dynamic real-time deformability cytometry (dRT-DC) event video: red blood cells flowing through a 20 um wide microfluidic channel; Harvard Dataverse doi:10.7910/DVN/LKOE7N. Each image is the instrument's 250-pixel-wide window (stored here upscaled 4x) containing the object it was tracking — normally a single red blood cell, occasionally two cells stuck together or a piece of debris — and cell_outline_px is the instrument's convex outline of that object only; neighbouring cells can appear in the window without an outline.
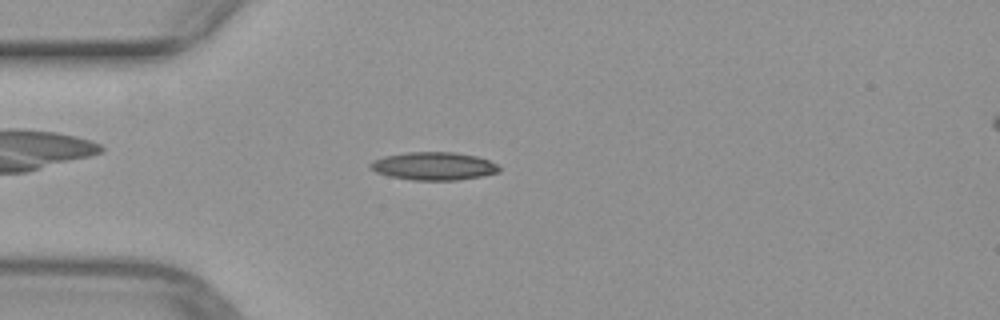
{"species": "common noctule bat (a hibernating species)", "species_latin": "Nyctalus noctula", "temperature_condition": "warm", "stored_images_in_passage": 50, "camera_frame_rate_fps": 3000, "um_per_image_px": 0.085, "animal": {"sex": "female", "body_mass_g": 29.2, "forearm_length_mm": 56.3}, "frame": {"image": 1, "passage_image": 13, "time_ms": 4.0, "image_size_px": [1000, 320], "cell_outline_px": [[500, 172], [480, 176], [456, 180], [412, 180], [388, 176], [376, 172], [368, 164], [372, 160], [384, 156], [408, 152], [452, 152], [476, 156], [488, 160], [496, 164], [500, 168]], "centroid_in_image_um": [36.84, 14.12], "position_along_channel_um": 48.2, "area_um2": 20.92}}
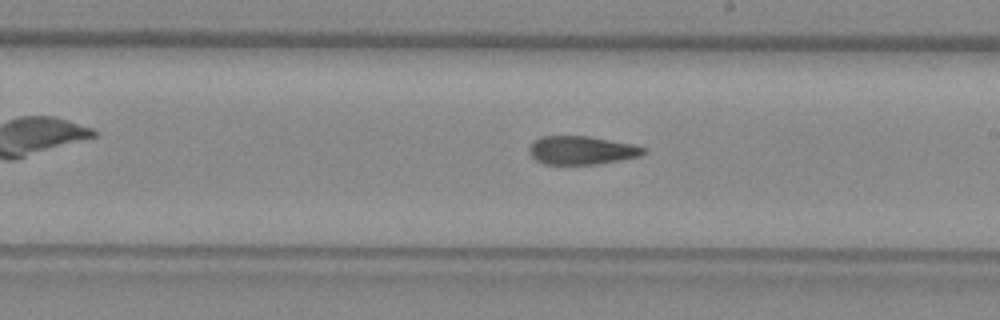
{"frame": {"image": 2, "passage_image": 28, "time_ms": 9.0, "image_size_px": [1000, 320], "cell_outline_px": [[644, 152], [640, 156], [600, 164], [544, 164], [536, 160], [528, 152], [528, 148], [540, 136], [588, 136], [632, 144], [644, 148]], "centroid_in_image_um": [49.4, 12.78], "position_along_channel_um": 239.6, "area_um2": 18.79}}
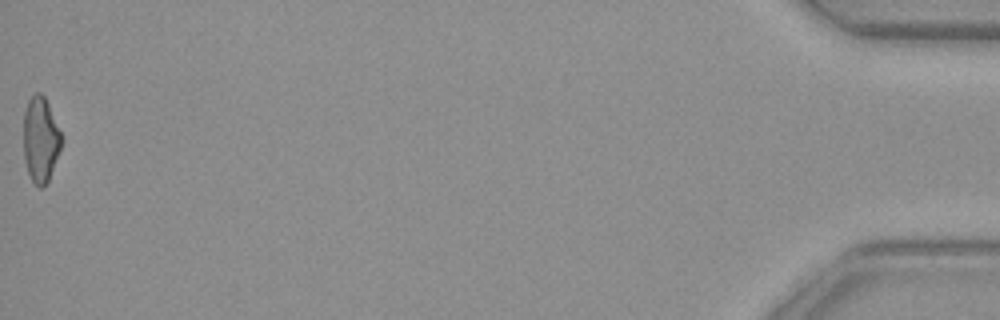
{"frame": {"image": 3, "passage_image": 50, "time_ms": 16.333, "image_size_px": [1000, 320], "cell_outline_px": [[60, 148], [48, 180], [44, 188], [40, 188], [32, 180], [28, 172], [24, 160], [24, 112], [28, 100], [36, 92], [40, 92], [44, 96], [48, 104], [60, 132]], "centroid_in_image_um": [3.42, 11.86], "position_along_channel_um": 431.8, "area_um2": 18.38}}